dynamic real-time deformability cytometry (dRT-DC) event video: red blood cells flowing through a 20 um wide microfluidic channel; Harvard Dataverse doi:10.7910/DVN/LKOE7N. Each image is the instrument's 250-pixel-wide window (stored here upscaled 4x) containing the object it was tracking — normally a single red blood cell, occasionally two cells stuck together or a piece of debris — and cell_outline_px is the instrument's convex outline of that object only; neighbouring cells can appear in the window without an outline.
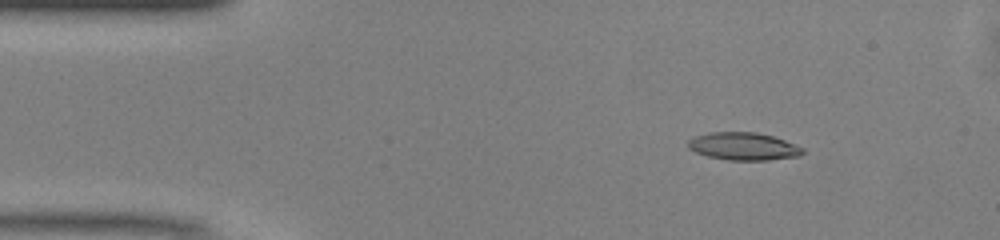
{"species": "common noctule bat (a hibernating species)", "species_latin": "Nyctalus noctula", "temperature_condition": "warm", "stored_images_in_passage": 49, "camera_frame_rate_fps": 3000, "um_per_image_px": 0.085, "animal": {"sex": "male", "body_mass_g": 13.0, "forearm_length_mm": 53.1}, "frame": {"image": 1, "passage_image": 6, "time_ms": 1.667, "image_size_px": [1000, 240], "cell_outline_px": [[804, 152], [800, 156], [768, 160], [728, 160], [708, 156], [696, 152], [688, 148], [688, 140], [692, 136], [708, 132], [756, 132], [772, 136], [784, 140], [804, 148]], "centroid_in_image_um": [63.17, 12.43], "position_along_channel_um": 21.8, "area_um2": 18.55}}
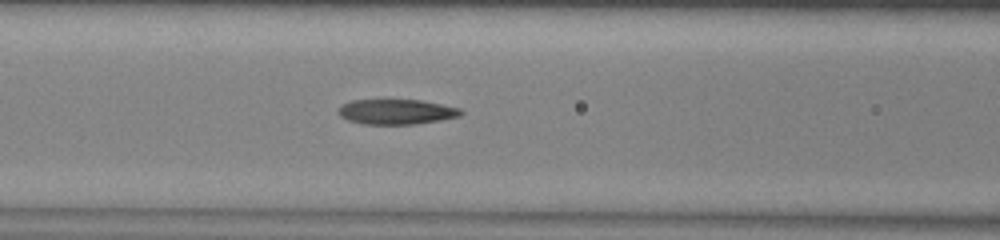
{"frame": {"image": 2, "passage_image": 19, "time_ms": 6.0, "image_size_px": [1000, 240], "cell_outline_px": [[464, 112], [460, 116], [440, 120], [412, 124], [364, 124], [348, 120], [340, 116], [340, 108], [344, 104], [352, 100], [420, 100], [460, 108]], "centroid_in_image_um": [33.73, 9.5], "position_along_channel_um": 132.9, "area_um2": 17.63}}
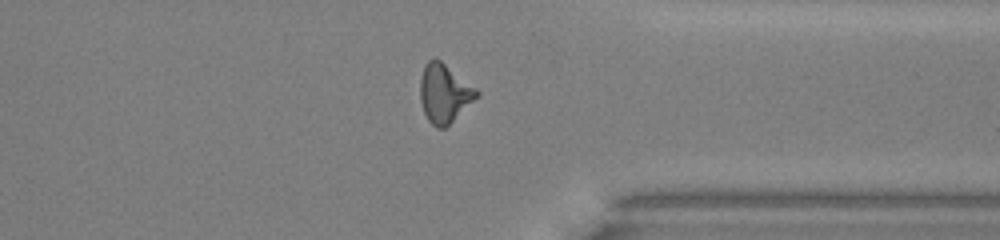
{"frame": {"image": 3, "passage_image": 37, "time_ms": 12.0, "image_size_px": [1000, 240], "cell_outline_px": [[480, 96], [444, 128], [436, 128], [428, 120], [424, 112], [420, 100], [420, 80], [424, 64], [428, 60], [436, 56], [476, 88], [480, 92]], "centroid_in_image_um": [37.77, 7.9], "position_along_channel_um": 373.6, "area_um2": 19.48}, "authors_computed_cell_mechanics": {"area_um2": 18.5538, "velocity_mm_per_s": 4.1271, "shape_relaxation_time_tau1_ms": 9.7806, "shape_relaxation_time_tau2_ms": 3.2889, "deformation_change_tau1": 0.2916, "deformation_change_tau2": 0.1031}}